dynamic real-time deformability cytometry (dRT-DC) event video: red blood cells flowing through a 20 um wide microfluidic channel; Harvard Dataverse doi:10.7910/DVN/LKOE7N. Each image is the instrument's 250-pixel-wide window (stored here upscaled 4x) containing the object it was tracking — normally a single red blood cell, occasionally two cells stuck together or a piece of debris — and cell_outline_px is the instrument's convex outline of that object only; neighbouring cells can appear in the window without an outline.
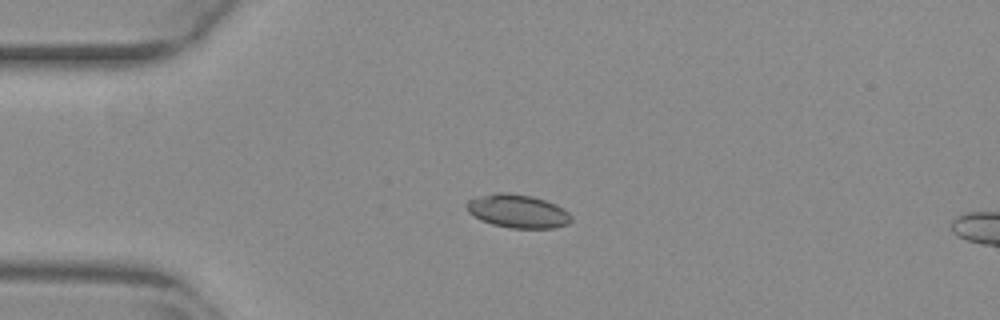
{"species": "common noctule bat (a hibernating species)", "species_latin": "Nyctalus noctula", "temperature_condition": "warm", "stored_images_in_passage": 45, "camera_frame_rate_fps": 3000, "um_per_image_px": 0.085, "animal": {"sex": "female", "body_mass_g": 29.2, "forearm_length_mm": 56.3}, "frame": {"image": 1, "passage_image": 5, "time_ms": 1.333, "image_size_px": [1000, 320], "cell_outline_px": [[572, 220], [568, 224], [556, 228], [512, 228], [492, 224], [480, 220], [472, 216], [468, 212], [464, 204], [468, 200], [480, 196], [496, 192], [508, 192], [532, 196], [556, 204], [568, 212], [572, 216]], "centroid_in_image_um": [43.99, 17.95], "position_along_channel_um": 41.0, "area_um2": 20.58}}
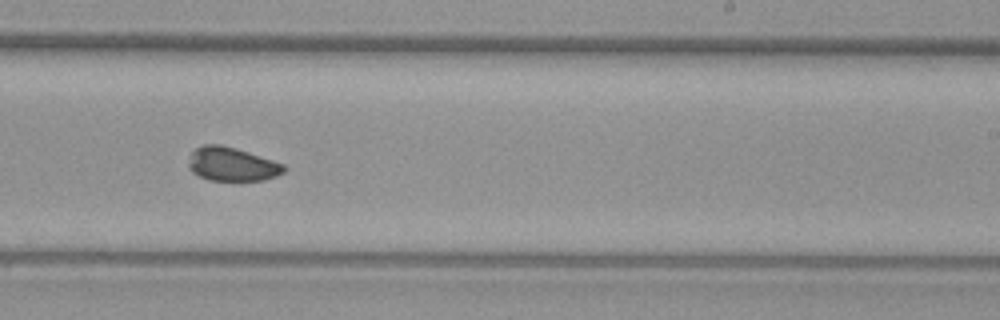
{"frame": {"image": 2, "passage_image": 25, "time_ms": 8.0, "image_size_px": [1000, 320], "cell_outline_px": [[284, 172], [276, 176], [264, 180], [208, 180], [192, 172], [188, 168], [188, 164], [192, 152], [196, 148], [204, 144], [220, 144], [236, 148], [284, 164]], "centroid_in_image_um": [19.69, 13.95], "position_along_channel_um": 269.3, "area_um2": 18.61}}
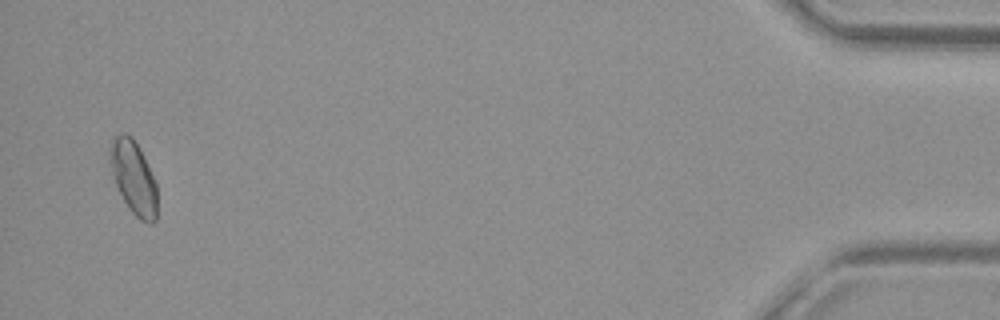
{"frame": {"image": 3, "passage_image": 44, "time_ms": 14.333, "image_size_px": [1000, 320], "cell_outline_px": [[156, 220], [152, 224], [148, 224], [140, 220], [128, 208], [112, 176], [108, 148], [112, 140], [120, 132], [124, 132], [132, 136], [140, 148], [144, 156], [156, 184]], "centroid_in_image_um": [11.34, 15.06], "position_along_channel_um": 423.9, "area_um2": 20.23}, "authors_computed_cell_mechanics": {"area_um2": 19.3052, "velocity_mm_per_s": 3.8371, "shape_relaxation_time_tau1_ms": 4.0434, "shape_relaxation_time_tau2_ms": 2.074, "deformation_change_tau1": 0.0623, "deformation_change_tau2": 0.054}}